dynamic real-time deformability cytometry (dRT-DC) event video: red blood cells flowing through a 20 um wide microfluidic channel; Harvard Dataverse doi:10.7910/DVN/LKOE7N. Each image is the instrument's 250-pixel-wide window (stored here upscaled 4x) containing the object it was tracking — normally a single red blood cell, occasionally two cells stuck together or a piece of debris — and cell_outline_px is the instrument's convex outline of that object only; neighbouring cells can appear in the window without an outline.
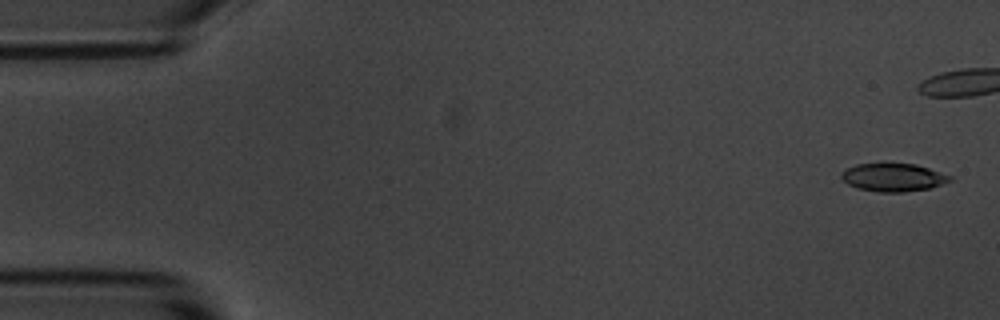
{"species": "common noctule bat (a hibernating species)", "species_latin": "Nyctalus noctula", "temperature_condition": "room temperature", "stored_images_in_passage": 5, "camera_frame_rate_fps": 3000, "um_per_image_px": 0.085, "animal": {"sex": "male", "body_mass_g": 20.1, "forearm_length_mm": 53.5}, "frame": {"image": 1, "passage_image": 1, "time_ms": 0.0, "image_size_px": [1000, 320], "cell_outline_px": [[952, 180], [928, 188], [904, 192], [876, 192], [856, 188], [848, 184], [840, 176], [840, 172], [856, 164], [884, 160], [916, 164], [952, 176]], "centroid_in_image_um": [75.86, 15.02], "position_along_channel_um": 9.1, "area_um2": 18.44}}